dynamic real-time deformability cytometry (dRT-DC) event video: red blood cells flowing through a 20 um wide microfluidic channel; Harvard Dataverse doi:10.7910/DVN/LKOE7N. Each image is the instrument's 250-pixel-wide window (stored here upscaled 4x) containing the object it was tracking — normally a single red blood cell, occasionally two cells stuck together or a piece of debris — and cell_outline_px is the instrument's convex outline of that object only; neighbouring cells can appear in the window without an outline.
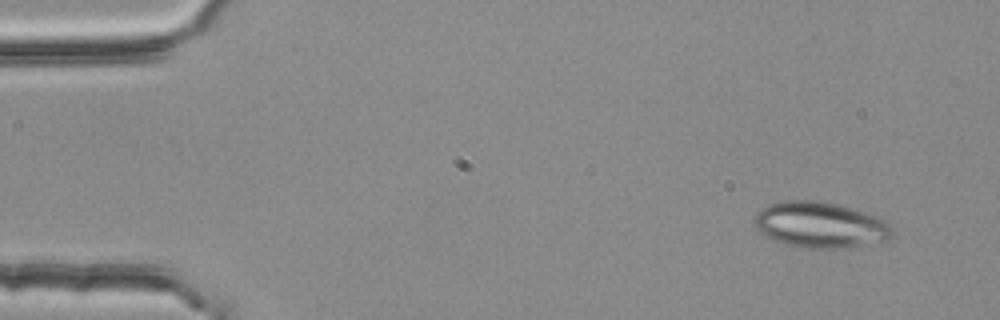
{"species": "common noctule bat (a hibernating species)", "species_latin": "Nyctalus noctula", "temperature_condition": "room temperature", "stored_images_in_passage": 6, "camera_frame_rate_fps": 3000, "um_per_image_px": 0.085, "animal": {"sex": "female", "body_mass_g": 25.1}, "frame": {"image": 1, "passage_image": 1, "time_ms": 0.0, "image_size_px": [1000, 320], "cell_outline_px": [[896, 232], [888, 240], [848, 248], [820, 248], [788, 244], [776, 240], [760, 232], [752, 224], [756, 216], [768, 204], [784, 200], [812, 200], [836, 204], [876, 216], [884, 220]], "centroid_in_image_um": [69.76, 19.11], "position_along_channel_um": 15.2, "area_um2": 36.36}}
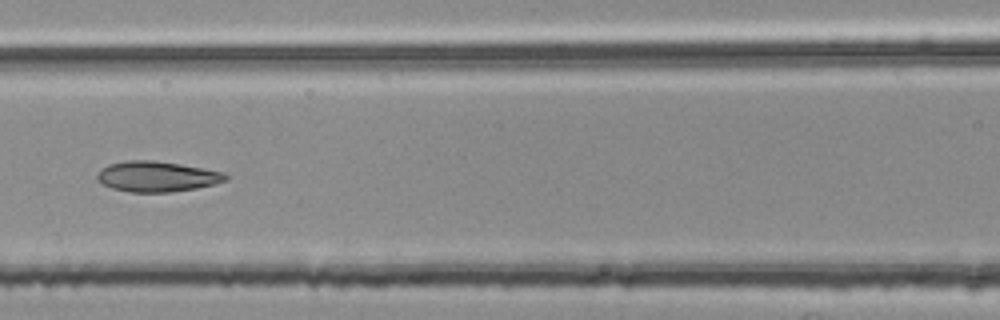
{"frame": {"image": 2, "passage_image": 6, "time_ms": 1.667, "image_size_px": [1000, 320], "cell_outline_px": [[228, 180], [216, 184], [196, 188], [172, 192], [132, 192], [112, 188], [104, 184], [96, 176], [100, 168], [108, 164], [128, 160], [152, 160], [180, 164], [224, 172], [228, 176]], "centroid_in_image_um": [13.36, 15.0], "position_along_channel_um": 153.2, "area_um2": 22.77}}